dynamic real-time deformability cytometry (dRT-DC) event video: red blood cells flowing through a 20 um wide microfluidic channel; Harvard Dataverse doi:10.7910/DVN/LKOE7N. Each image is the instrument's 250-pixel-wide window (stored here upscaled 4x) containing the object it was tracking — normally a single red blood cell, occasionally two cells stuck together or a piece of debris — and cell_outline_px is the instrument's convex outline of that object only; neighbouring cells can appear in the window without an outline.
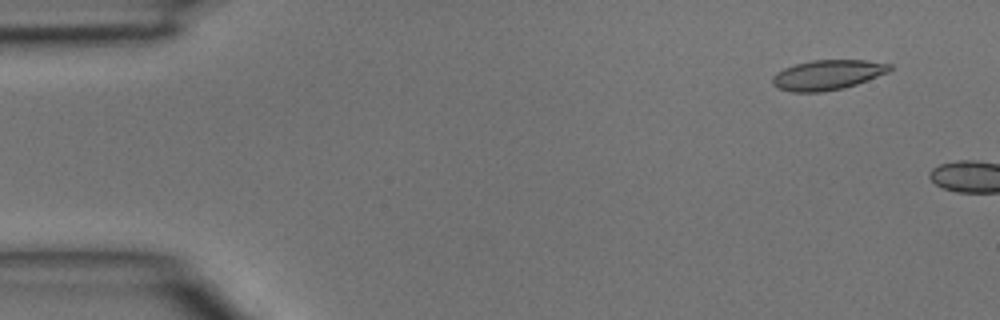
{"species": "common noctule bat (a hibernating species)", "species_latin": "Nyctalus noctula", "temperature_condition": "room temperature", "stored_images_in_passage": 2, "camera_frame_rate_fps": 3000, "um_per_image_px": 0.085, "animal": {"sex": "male", "body_mass_g": 15.6}, "frame": {"image": 1, "passage_image": 1, "time_ms": 0.0, "image_size_px": [1000, 320], "cell_outline_px": [[892, 68], [888, 72], [856, 84], [844, 88], [824, 92], [792, 92], [780, 88], [772, 84], [772, 76], [776, 72], [784, 68], [796, 64], [812, 60], [864, 60], [892, 64]], "centroid_in_image_um": [70.33, 6.36], "position_along_channel_um": 14.7, "area_um2": 20.4}}